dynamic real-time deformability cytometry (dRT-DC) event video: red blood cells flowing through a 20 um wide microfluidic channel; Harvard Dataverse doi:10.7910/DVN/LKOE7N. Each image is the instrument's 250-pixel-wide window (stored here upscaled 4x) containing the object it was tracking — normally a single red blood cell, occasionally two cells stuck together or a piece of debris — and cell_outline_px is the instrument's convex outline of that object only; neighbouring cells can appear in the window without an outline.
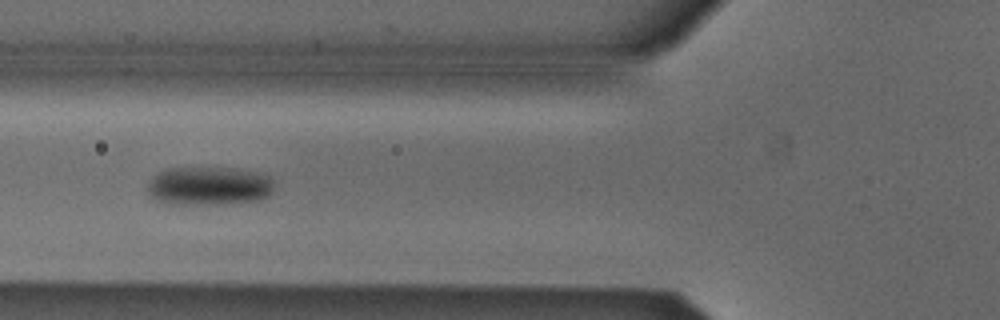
{"species": "Egyptian fruit bat (a non-hibernating species)", "species_latin": "Rousettus aegyptiacus", "temperature_condition": "cold", "stored_images_in_passage": 48, "camera_frame_rate_fps": 3000, "um_per_image_px": 0.085, "animal": {"sex": "male"}, "frame": {"image": 1, "passage_image": 19, "time_ms": 6.0, "image_size_px": [1000, 320], "cell_outline_px": [[272, 192], [268, 196], [260, 200], [192, 204], [172, 204], [156, 200], [148, 192], [148, 180], [152, 176], [160, 172], [172, 168], [236, 168], [256, 172], [272, 176]], "centroid_in_image_um": [17.76, 15.78], "position_along_channel_um": 108.0, "area_um2": 28.15}}
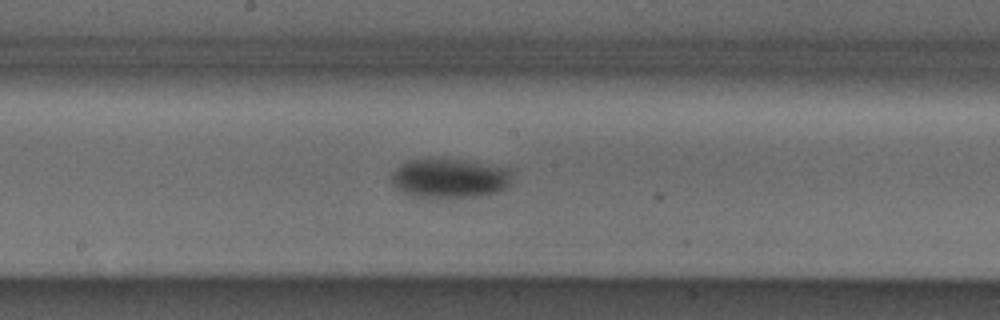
{"frame": {"image": 2, "passage_image": 27, "time_ms": 8.667, "image_size_px": [1000, 320], "cell_outline_px": [[516, 168], [512, 180], [508, 188], [496, 192], [480, 196], [444, 200], [408, 196], [396, 188], [392, 184], [392, 172], [400, 164], [408, 160], [456, 160]], "centroid_in_image_um": [38.28, 15.21], "position_along_channel_um": 209.9, "area_um2": 28.61}}
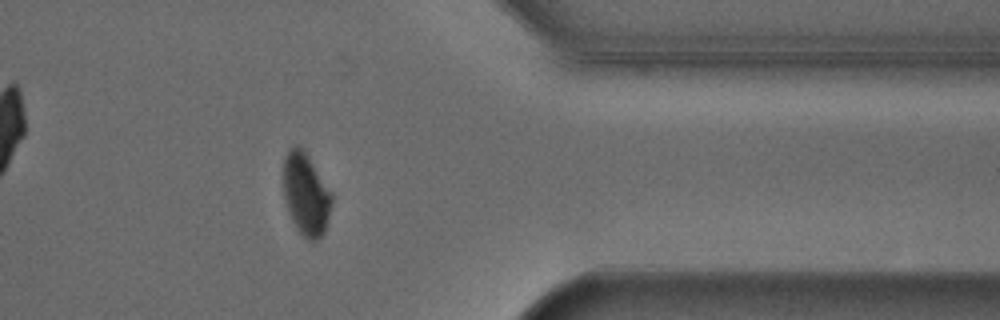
{"frame": {"image": 3, "passage_image": 42, "time_ms": 13.667, "image_size_px": [1000, 320], "cell_outline_px": [[332, 204], [324, 232], [316, 240], [308, 240], [296, 228], [292, 220], [284, 196], [284, 160], [288, 152], [292, 148], [300, 144], [332, 192]], "centroid_in_image_um": [26.02, 16.51], "position_along_channel_um": 385.4, "area_um2": 22.77}, "authors_computed_cell_mechanics": {"area_um2": 27.1371, "velocity_mm_per_s": 3.8263, "shape_relaxation_time_tau1_ms": 9.421, "shape_relaxation_time_tau2_ms": 5.805, "deformation_change_tau1": 0.1655, "deformation_change_tau2": 0.048}}